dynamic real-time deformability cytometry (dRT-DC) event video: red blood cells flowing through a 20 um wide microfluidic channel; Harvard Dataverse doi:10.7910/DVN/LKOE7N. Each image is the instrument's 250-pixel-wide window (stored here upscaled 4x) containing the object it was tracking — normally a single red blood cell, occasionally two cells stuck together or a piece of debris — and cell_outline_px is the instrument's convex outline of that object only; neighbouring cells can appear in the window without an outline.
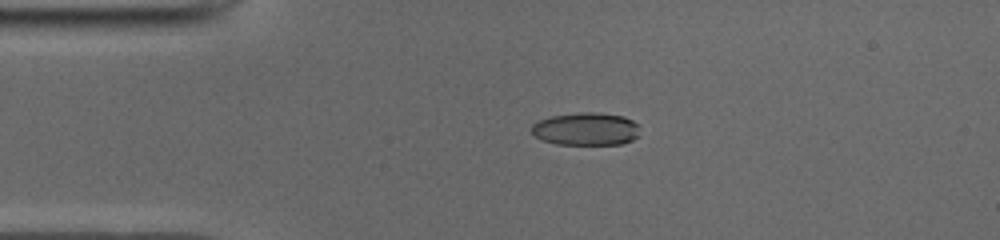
{"species": "common noctule bat (a hibernating species)", "species_latin": "Nyctalus noctula", "temperature_condition": "cold", "stored_images_in_passage": 51, "camera_frame_rate_fps": 3000, "um_per_image_px": 0.085, "animal": {"sex": "male", "body_mass_g": 19.0, "forearm_length_mm": 50.8}, "frame": {"image": 1, "passage_image": 11, "time_ms": 3.333, "image_size_px": [1000, 240], "cell_outline_px": [[640, 124], [636, 136], [632, 140], [620, 144], [556, 144], [540, 140], [532, 132], [532, 124], [540, 120], [552, 116], [580, 112], [596, 112], [624, 116]], "centroid_in_image_um": [49.81, 10.96], "position_along_channel_um": 35.2, "area_um2": 20.69}}
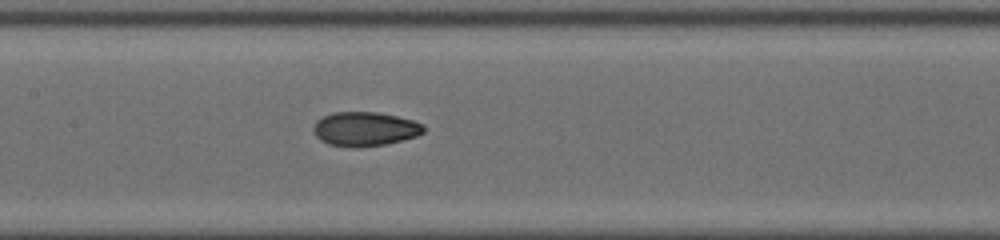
{"frame": {"image": 2, "passage_image": 24, "time_ms": 7.667, "image_size_px": [1000, 240], "cell_outline_px": [[424, 132], [416, 136], [384, 144], [328, 144], [320, 140], [312, 132], [312, 128], [316, 120], [332, 112], [376, 112], [396, 116], [412, 120], [424, 124]], "centroid_in_image_um": [31.0, 10.91], "position_along_channel_um": 176.4, "area_um2": 21.15}}
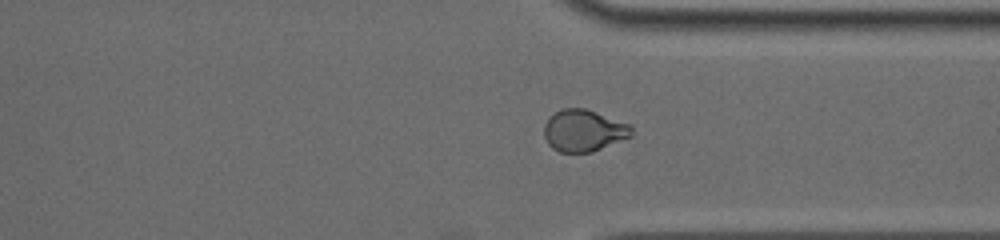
{"frame": {"image": 3, "passage_image": 38, "time_ms": 12.333, "image_size_px": [1000, 240], "cell_outline_px": [[632, 136], [592, 152], [560, 152], [552, 148], [548, 144], [544, 136], [544, 124], [560, 108], [584, 108], [596, 112], [628, 124], [632, 128]], "centroid_in_image_um": [49.6, 11.11], "position_along_channel_um": 361.8, "area_um2": 21.1}, "authors_computed_cell_mechanics": {"area_um2": 21.386, "velocity_mm_per_s": 3.9694, "shape_relaxation_time_tau1_ms": null, "shape_relaxation_time_tau2_ms": 2.0122, "deformation_change_tau1": null, "deformation_change_tau2": 0.0629}}